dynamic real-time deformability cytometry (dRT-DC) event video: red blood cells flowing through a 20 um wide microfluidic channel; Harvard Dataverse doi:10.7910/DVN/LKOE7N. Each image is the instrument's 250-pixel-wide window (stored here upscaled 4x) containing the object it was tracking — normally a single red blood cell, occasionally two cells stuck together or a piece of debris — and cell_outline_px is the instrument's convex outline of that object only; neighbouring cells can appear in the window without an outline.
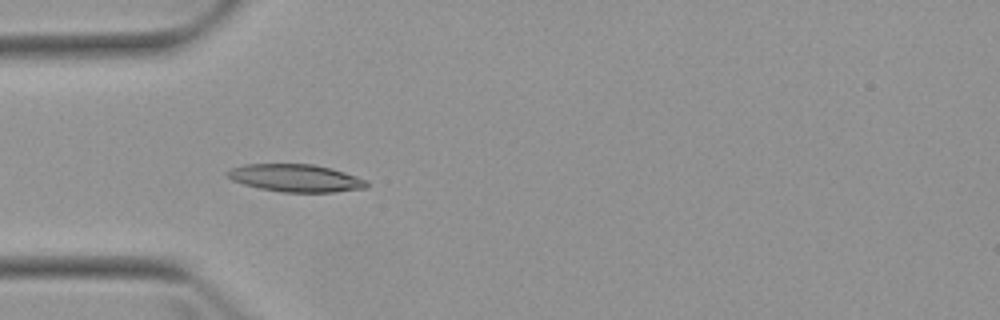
{"species": "Egyptian fruit bat (a non-hibernating species)", "species_latin": "Rousettus aegyptiacus", "temperature_condition": "warm", "stored_images_in_passage": 4, "camera_frame_rate_fps": 3000, "um_per_image_px": 0.085, "animal": {"sex": "female"}, "frame": {"image": 1, "passage_image": 3, "time_ms": 3.333, "image_size_px": [1000, 320], "cell_outline_px": [[368, 184], [364, 188], [332, 192], [284, 192], [260, 188], [244, 184], [232, 180], [224, 172], [232, 168], [244, 164], [312, 164], [332, 168], [368, 180]], "centroid_in_image_um": [25.13, 15.12], "position_along_channel_um": 59.9, "area_um2": 22.25}}
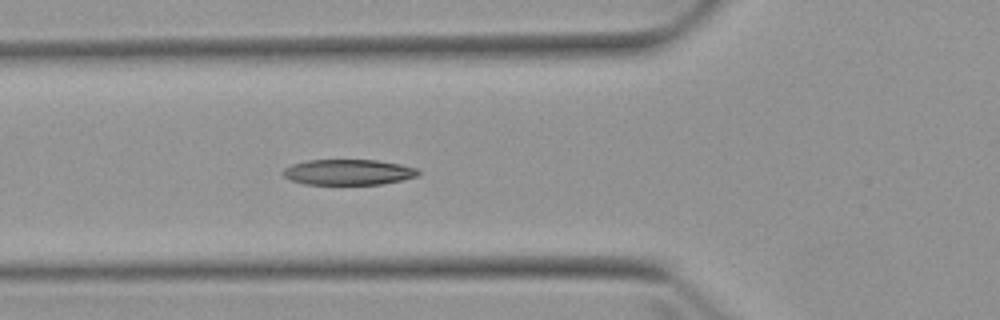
{"frame": {"image": 2, "passage_image": 4, "time_ms": 4.333, "image_size_px": [1000, 320], "cell_outline_px": [[420, 172], [416, 176], [404, 180], [380, 184], [304, 184], [292, 180], [284, 176], [280, 172], [284, 168], [292, 164], [308, 160], [376, 160], [400, 164], [416, 168]], "centroid_in_image_um": [29.59, 14.63], "position_along_channel_um": 96.2, "area_um2": 20.11}}